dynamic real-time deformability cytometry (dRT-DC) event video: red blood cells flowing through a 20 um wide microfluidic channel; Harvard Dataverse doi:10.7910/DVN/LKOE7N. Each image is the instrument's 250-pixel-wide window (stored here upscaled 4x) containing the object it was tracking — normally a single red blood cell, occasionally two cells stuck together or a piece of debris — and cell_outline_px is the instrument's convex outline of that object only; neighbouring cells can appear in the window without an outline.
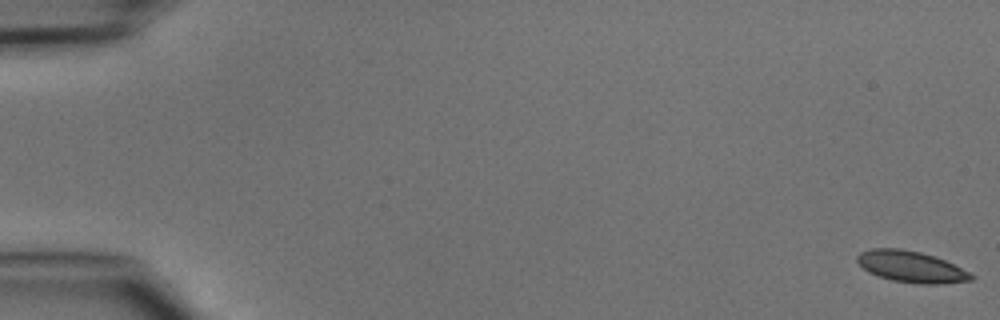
{"species": "common noctule bat (a hibernating species)", "species_latin": "Nyctalus noctula", "temperature_condition": "cold", "stored_images_in_passage": 49, "camera_frame_rate_fps": 3000, "um_per_image_px": 0.085, "animal": {"sex": "male", "body_mass_g": 15.6}, "frame": {"image": 1, "passage_image": 1, "time_ms": 0.0, "image_size_px": [1000, 320], "cell_outline_px": [[976, 276], [972, 280], [940, 284], [920, 284], [892, 280], [876, 276], [868, 272], [856, 260], [856, 256], [860, 252], [872, 248], [900, 248], [920, 252], [936, 256]], "centroid_in_image_um": [77.42, 22.67], "position_along_channel_um": 7.6, "area_um2": 20.81}}
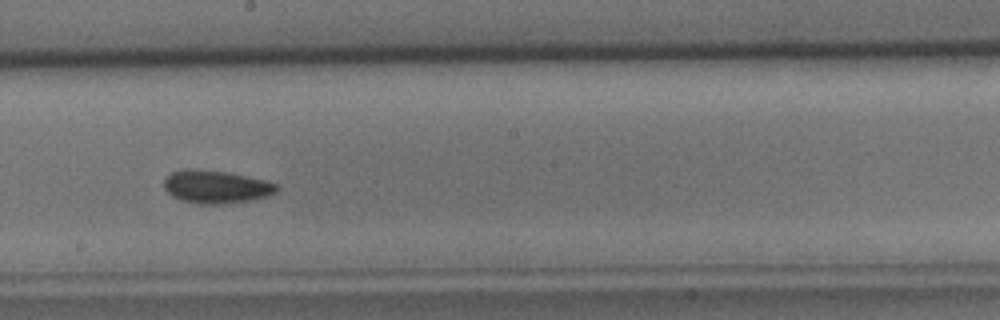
{"frame": {"image": 2, "passage_image": 28, "time_ms": 9.0, "image_size_px": [1000, 320], "cell_outline_px": [[280, 188], [276, 192], [268, 196], [252, 200], [224, 204], [200, 204], [184, 200], [172, 196], [164, 188], [164, 180], [172, 172], [188, 168], [228, 172], [264, 180], [276, 184]], "centroid_in_image_um": [18.39, 15.88], "position_along_channel_um": 229.8, "area_um2": 21.56}}
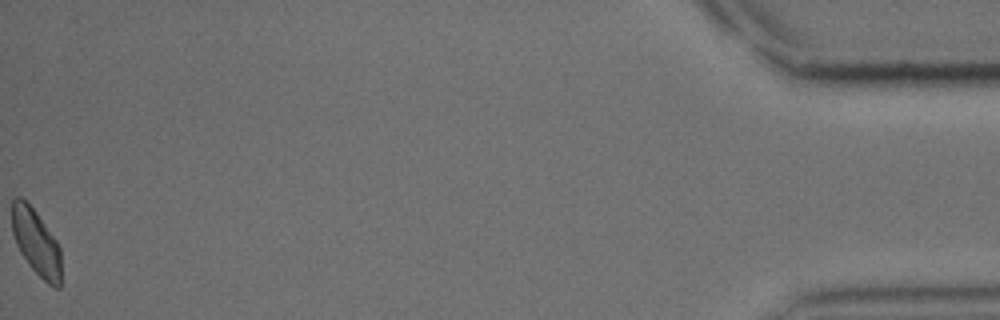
{"frame": {"image": 3, "passage_image": 49, "time_ms": 16.0, "image_size_px": [1000, 320], "cell_outline_px": [[60, 288], [56, 288], [48, 284], [28, 264], [20, 252], [16, 244], [12, 232], [12, 200], [16, 196], [20, 196], [36, 212], [56, 240], [60, 248]], "centroid_in_image_um": [3.05, 20.59], "position_along_channel_um": 432.1, "area_um2": 18.73}}